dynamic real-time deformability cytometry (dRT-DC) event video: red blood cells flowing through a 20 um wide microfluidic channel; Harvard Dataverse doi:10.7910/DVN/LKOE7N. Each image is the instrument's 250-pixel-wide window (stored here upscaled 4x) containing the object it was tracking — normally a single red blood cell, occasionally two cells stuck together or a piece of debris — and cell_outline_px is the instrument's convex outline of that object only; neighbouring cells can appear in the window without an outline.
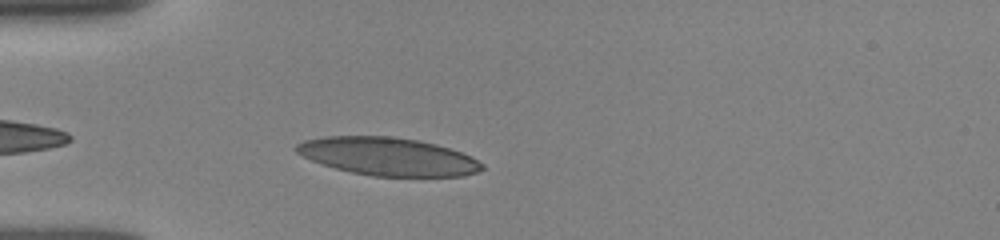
{"species": "human", "species_latin": "Homo sapiens", "temperature_condition": "room temperature", "stored_images_in_passage": 33, "camera_frame_rate_fps": 3000, "um_per_image_px": 0.085, "donor": {"sex": "female"}, "frame": {"image": 1, "passage_image": 3, "time_ms": 0.667, "image_size_px": [1000, 240], "cell_outline_px": [[484, 168], [476, 172], [464, 176], [372, 176], [352, 172], [336, 168], [312, 160], [296, 152], [292, 148], [296, 144], [304, 140], [324, 136], [392, 136], [420, 140], [436, 144], [472, 156], [484, 164]], "centroid_in_image_um": [32.98, 13.29], "position_along_channel_um": 52.0, "area_um2": 41.1}}
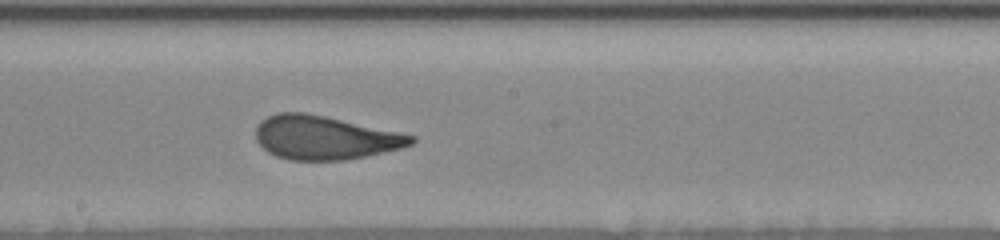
{"frame": {"image": 2, "passage_image": 17, "time_ms": 5.333, "image_size_px": [1000, 240], "cell_outline_px": [[416, 140], [412, 144], [400, 148], [364, 156], [344, 160], [288, 160], [276, 156], [268, 152], [256, 140], [256, 124], [260, 120], [276, 112], [304, 112], [324, 116], [400, 132], [416, 136]], "centroid_in_image_um": [27.57, 11.69], "position_along_channel_um": 220.6, "area_um2": 39.48}}
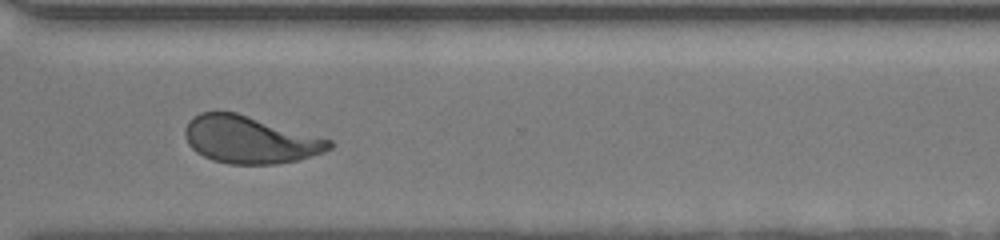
{"frame": {"image": 3, "passage_image": 27, "time_ms": 8.667, "image_size_px": [1000, 240], "cell_outline_px": [[332, 148], [324, 152], [296, 160], [276, 164], [228, 164], [212, 160], [196, 152], [188, 144], [184, 136], [184, 128], [188, 120], [192, 116], [200, 112], [236, 112], [332, 140]], "centroid_in_image_um": [21.19, 11.87], "position_along_channel_um": 349.4, "area_um2": 39.77}, "authors_computed_cell_mechanics": {"area_um2": 39.882, "velocity_mm_per_s": 3.8722, "shape_relaxation_time_tau1_ms": 4.2287, "shape_relaxation_time_tau2_ms": 0.7619, "deformation_change_tau1": 0.1801, "deformation_change_tau2": 0.0898}}